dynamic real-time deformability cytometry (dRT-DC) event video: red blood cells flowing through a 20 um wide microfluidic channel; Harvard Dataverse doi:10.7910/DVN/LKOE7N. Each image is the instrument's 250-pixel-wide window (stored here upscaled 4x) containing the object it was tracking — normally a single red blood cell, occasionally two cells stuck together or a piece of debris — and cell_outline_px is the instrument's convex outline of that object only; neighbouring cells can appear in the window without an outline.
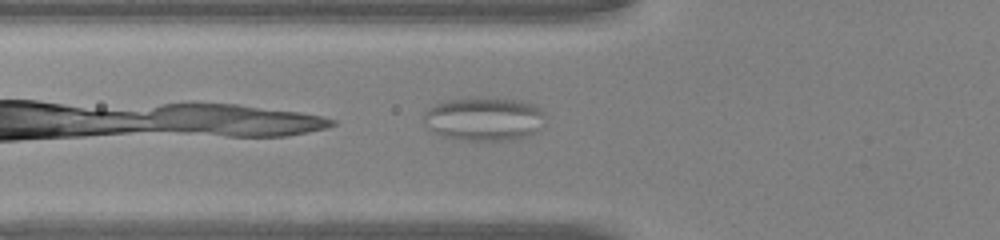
{"species": "common noctule bat (a hibernating species)", "species_latin": "Nyctalus noctula", "temperature_condition": "warm", "stored_images_in_passage": 19, "camera_frame_rate_fps": 3000, "um_per_image_px": 0.085, "animal": {"sex": "male", "body_mass_g": 20.0, "forearm_length_mm": 53.3}, "frame": {"image": 1, "passage_image": 3, "time_ms": 0.667, "image_size_px": [1000, 240], "cell_outline_px": [[544, 116], [536, 132], [524, 136], [508, 140], [460, 140], [444, 136], [432, 132], [424, 124], [424, 112], [428, 108], [444, 100], [468, 96], [520, 100], [536, 104], [544, 112]], "centroid_in_image_um": [41.09, 10.08], "position_along_channel_um": 84.7, "area_um2": 31.21}}
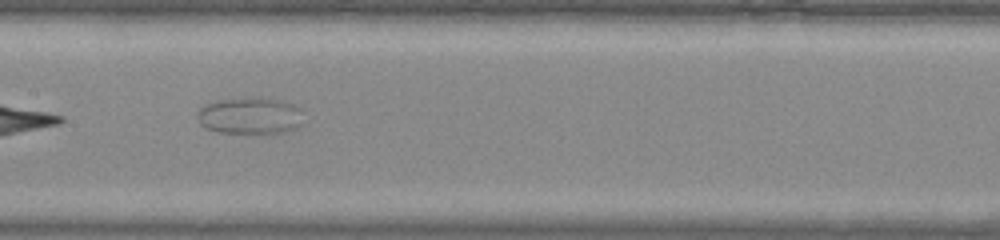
{"frame": {"image": 2, "passage_image": 10, "time_ms": 3.0, "image_size_px": [1000, 240], "cell_outline_px": [[300, 124], [284, 132], [220, 132], [204, 128], [200, 124], [196, 116], [200, 108], [204, 104], [216, 100], [256, 96], [260, 96], [280, 100], [296, 104], [300, 108]], "centroid_in_image_um": [21.19, 9.79], "position_along_channel_um": 186.2, "area_um2": 22.72}}
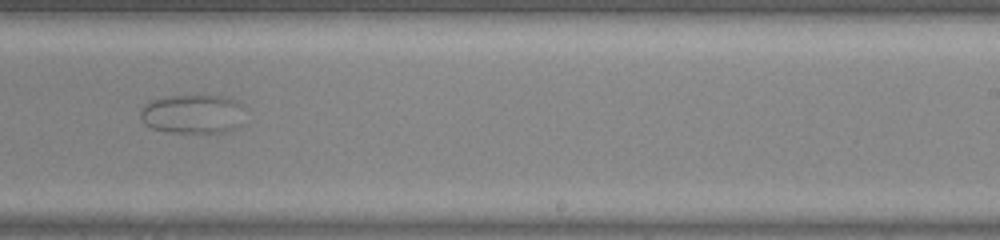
{"frame": {"image": 3, "passage_image": 16, "time_ms": 5.0, "image_size_px": [1000, 240], "cell_outline_px": [[240, 124], [236, 128], [224, 132], [168, 132], [152, 128], [144, 124], [140, 116], [140, 108], [144, 104], [152, 100], [164, 96], [224, 96], [236, 100], [240, 104]], "centroid_in_image_um": [16.3, 9.69], "position_along_channel_um": 272.7, "area_um2": 23.58}}